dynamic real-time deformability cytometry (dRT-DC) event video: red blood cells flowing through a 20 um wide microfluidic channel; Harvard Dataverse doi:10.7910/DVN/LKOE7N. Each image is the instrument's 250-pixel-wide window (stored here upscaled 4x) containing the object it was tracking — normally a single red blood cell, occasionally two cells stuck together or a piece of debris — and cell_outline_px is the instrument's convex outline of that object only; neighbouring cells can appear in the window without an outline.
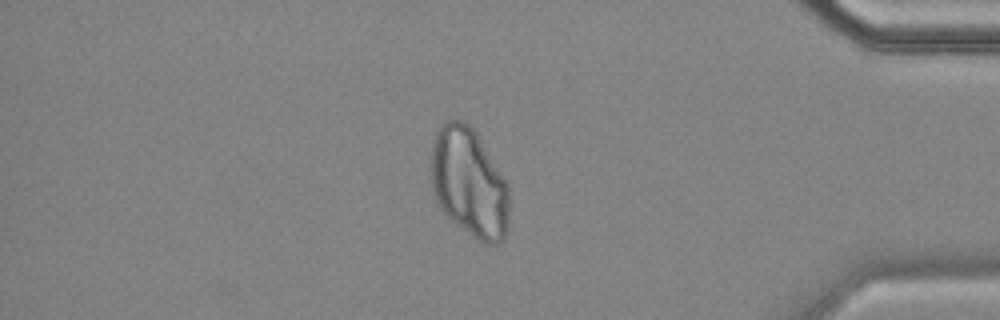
{"species": "common noctule bat (a hibernating species)", "species_latin": "Nyctalus noctula", "temperature_condition": "cold", "stored_images_in_passage": 56, "camera_frame_rate_fps": 3000, "um_per_image_px": 0.085, "animal": {"sex": "female", "body_mass_g": 18.4}, "frame": {"image": 1, "passage_image": 48, "time_ms": 15.667, "image_size_px": [1000, 320], "cell_outline_px": [[508, 228], [504, 240], [496, 244], [484, 244], [472, 236], [452, 220], [440, 208], [432, 192], [432, 140], [440, 124], [448, 120], [464, 120], [476, 132], [508, 180]], "centroid_in_image_um": [39.9, 15.52], "position_along_channel_um": 395.3, "area_um2": 50.23}}